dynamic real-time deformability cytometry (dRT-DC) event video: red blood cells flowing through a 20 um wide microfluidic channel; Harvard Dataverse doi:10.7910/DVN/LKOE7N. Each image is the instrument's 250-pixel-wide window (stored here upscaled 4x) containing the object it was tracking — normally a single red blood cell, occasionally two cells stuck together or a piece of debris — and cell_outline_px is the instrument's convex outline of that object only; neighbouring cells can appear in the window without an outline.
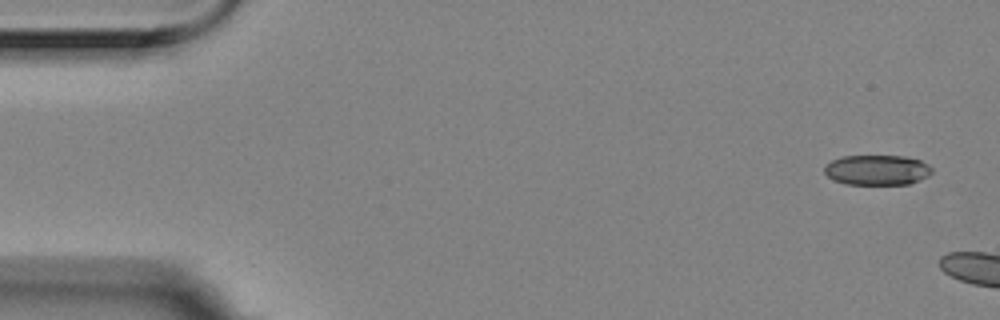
{"species": "Egyptian fruit bat (a non-hibernating species)", "species_latin": "Rousettus aegyptiacus", "temperature_condition": "room temperature", "stored_images_in_passage": 3, "camera_frame_rate_fps": 3000, "um_per_image_px": 0.085, "animal": {"sex": "female"}, "frame": {"image": 1, "passage_image": 1, "time_ms": 0.0, "image_size_px": [1000, 320], "cell_outline_px": [[932, 172], [928, 176], [908, 184], [844, 184], [832, 180], [824, 172], [824, 168], [832, 160], [840, 156], [904, 156], [920, 160], [928, 164], [932, 168]], "centroid_in_image_um": [74.54, 14.45], "position_along_channel_um": 10.5, "area_um2": 18.9}}